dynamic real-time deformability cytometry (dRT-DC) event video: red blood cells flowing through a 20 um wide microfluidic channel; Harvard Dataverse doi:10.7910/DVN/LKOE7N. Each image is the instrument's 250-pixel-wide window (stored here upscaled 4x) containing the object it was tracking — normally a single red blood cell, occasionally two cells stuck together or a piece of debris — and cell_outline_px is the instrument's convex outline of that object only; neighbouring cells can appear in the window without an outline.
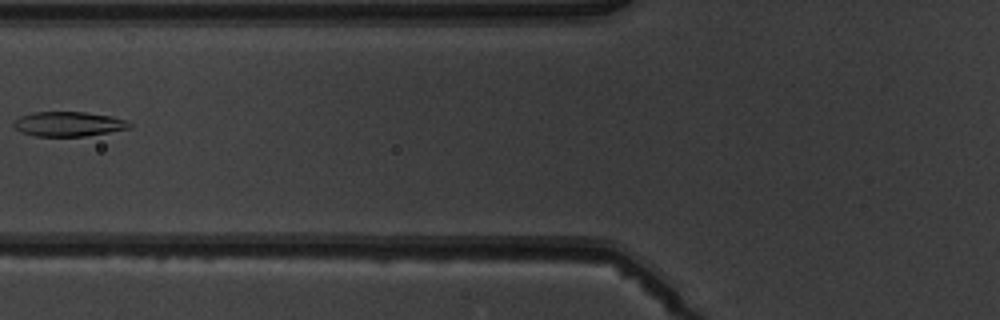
{"species": "common noctule bat (a hibernating species)", "species_latin": "Nyctalus noctula", "temperature_condition": "warm", "stored_images_in_passage": 7, "camera_frame_rate_fps": 3000, "um_per_image_px": 0.085, "animal": {"sex": "male", "body_mass_g": 19.5, "forearm_length_mm": 54.6}, "frame": {"image": 1, "passage_image": 6, "time_ms": 6.667, "image_size_px": [1000, 320], "cell_outline_px": [[132, 128], [84, 136], [36, 136], [20, 132], [12, 124], [12, 120], [20, 116], [32, 112], [84, 112], [112, 116], [124, 120], [132, 124]], "centroid_in_image_um": [5.79, 10.53], "position_along_channel_um": 120.0, "area_um2": 16.7}}
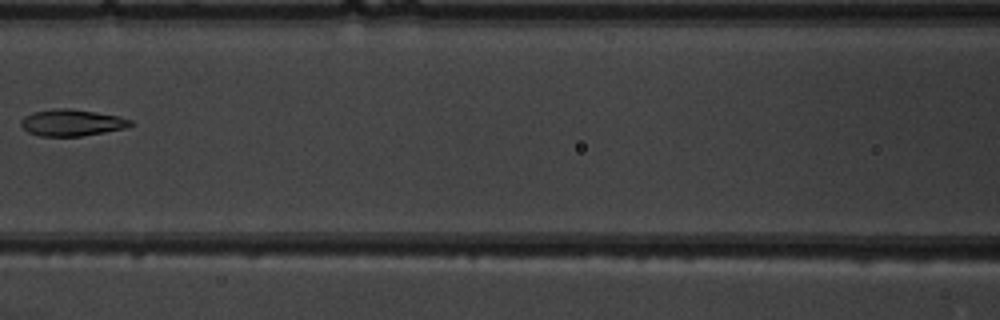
{"frame": {"image": 2, "passage_image": 7, "time_ms": 7.667, "image_size_px": [1000, 320], "cell_outline_px": [[136, 124], [124, 128], [104, 132], [80, 136], [40, 136], [28, 132], [20, 124], [20, 120], [24, 116], [32, 112], [52, 108], [72, 108], [120, 116], [132, 120]], "centroid_in_image_um": [6.1, 10.41], "position_along_channel_um": 160.5, "area_um2": 17.17}}